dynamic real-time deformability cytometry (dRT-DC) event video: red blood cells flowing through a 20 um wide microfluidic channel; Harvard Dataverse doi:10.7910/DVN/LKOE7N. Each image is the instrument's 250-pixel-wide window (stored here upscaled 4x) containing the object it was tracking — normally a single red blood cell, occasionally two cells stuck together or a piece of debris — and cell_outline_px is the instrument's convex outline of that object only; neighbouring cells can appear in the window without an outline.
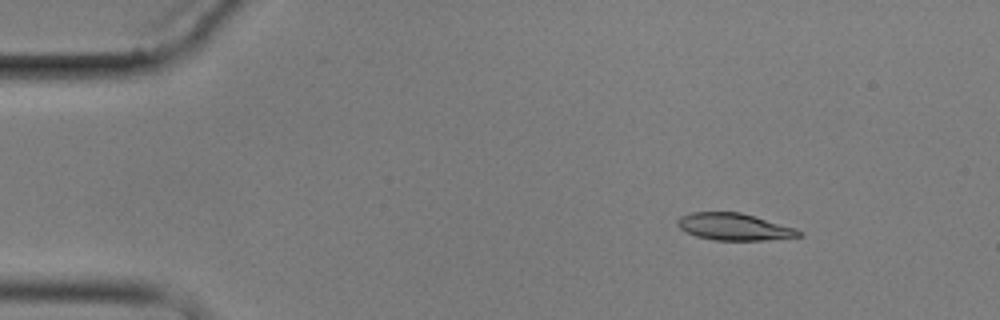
{"species": "common noctule bat (a hibernating species)", "species_latin": "Nyctalus noctula", "temperature_condition": "cold", "stored_images_in_passage": 5, "camera_frame_rate_fps": 3000, "um_per_image_px": 0.085, "animal": {"sex": "male", "body_mass_g": 17.9}, "frame": {"image": 1, "passage_image": 2, "time_ms": 2.0, "image_size_px": [1000, 320], "cell_outline_px": [[804, 236], [764, 240], [712, 240], [696, 236], [680, 228], [676, 224], [676, 220], [680, 216], [692, 212], [740, 212], [796, 228], [804, 232]], "centroid_in_image_um": [62.42, 19.28], "position_along_channel_um": 22.6, "area_um2": 19.13}}
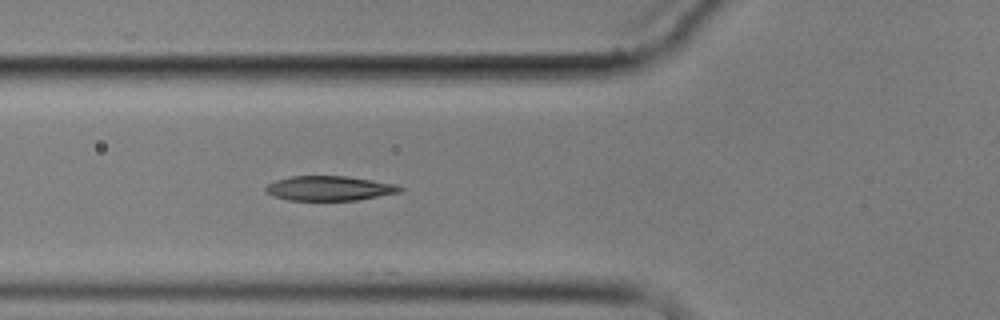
{"frame": {"image": 2, "passage_image": 5, "time_ms": 6.333, "image_size_px": [1000, 320], "cell_outline_px": [[404, 192], [356, 200], [288, 200], [272, 196], [264, 188], [268, 184], [276, 180], [292, 176], [348, 176], [396, 184], [404, 188]], "centroid_in_image_um": [28.04, 16.0], "position_along_channel_um": 97.8, "area_um2": 19.36}}